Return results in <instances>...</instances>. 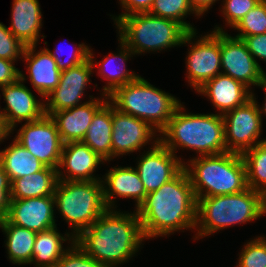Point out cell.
<instances>
[{
  "instance_id": "60d3db41",
  "label": "cell",
  "mask_w": 266,
  "mask_h": 267,
  "mask_svg": "<svg viewBox=\"0 0 266 267\" xmlns=\"http://www.w3.org/2000/svg\"><path fill=\"white\" fill-rule=\"evenodd\" d=\"M20 78V69L14 61L0 58V87L16 82Z\"/></svg>"
},
{
  "instance_id": "603a6c76",
  "label": "cell",
  "mask_w": 266,
  "mask_h": 267,
  "mask_svg": "<svg viewBox=\"0 0 266 267\" xmlns=\"http://www.w3.org/2000/svg\"><path fill=\"white\" fill-rule=\"evenodd\" d=\"M8 29L25 46L37 45L42 28V12L38 0H13Z\"/></svg>"
},
{
  "instance_id": "4fadbf2b",
  "label": "cell",
  "mask_w": 266,
  "mask_h": 267,
  "mask_svg": "<svg viewBox=\"0 0 266 267\" xmlns=\"http://www.w3.org/2000/svg\"><path fill=\"white\" fill-rule=\"evenodd\" d=\"M25 80H27L25 74L20 71V78L16 82L0 87L6 102L5 108L0 109V115L10 134L13 133L17 123L33 122L45 115L44 100L38 101L31 90L24 85Z\"/></svg>"
},
{
  "instance_id": "d6a6232c",
  "label": "cell",
  "mask_w": 266,
  "mask_h": 267,
  "mask_svg": "<svg viewBox=\"0 0 266 267\" xmlns=\"http://www.w3.org/2000/svg\"><path fill=\"white\" fill-rule=\"evenodd\" d=\"M258 236L245 244L237 267H266V238Z\"/></svg>"
},
{
  "instance_id": "ffe728a7",
  "label": "cell",
  "mask_w": 266,
  "mask_h": 267,
  "mask_svg": "<svg viewBox=\"0 0 266 267\" xmlns=\"http://www.w3.org/2000/svg\"><path fill=\"white\" fill-rule=\"evenodd\" d=\"M103 199L108 209H115V197L134 199L135 209L144 201L147 193L134 167H111L102 178Z\"/></svg>"
},
{
  "instance_id": "5b68a950",
  "label": "cell",
  "mask_w": 266,
  "mask_h": 267,
  "mask_svg": "<svg viewBox=\"0 0 266 267\" xmlns=\"http://www.w3.org/2000/svg\"><path fill=\"white\" fill-rule=\"evenodd\" d=\"M184 169L189 176L196 200L235 194L248 188L246 166L239 153L197 156L184 163Z\"/></svg>"
},
{
  "instance_id": "e0dca14e",
  "label": "cell",
  "mask_w": 266,
  "mask_h": 267,
  "mask_svg": "<svg viewBox=\"0 0 266 267\" xmlns=\"http://www.w3.org/2000/svg\"><path fill=\"white\" fill-rule=\"evenodd\" d=\"M54 196L10 200L6 219L36 233L56 227Z\"/></svg>"
},
{
  "instance_id": "8992f818",
  "label": "cell",
  "mask_w": 266,
  "mask_h": 267,
  "mask_svg": "<svg viewBox=\"0 0 266 267\" xmlns=\"http://www.w3.org/2000/svg\"><path fill=\"white\" fill-rule=\"evenodd\" d=\"M108 101L118 111L144 120L157 133L165 128L181 104L178 98L154 87L140 75L115 89Z\"/></svg>"
},
{
  "instance_id": "f546056e",
  "label": "cell",
  "mask_w": 266,
  "mask_h": 267,
  "mask_svg": "<svg viewBox=\"0 0 266 267\" xmlns=\"http://www.w3.org/2000/svg\"><path fill=\"white\" fill-rule=\"evenodd\" d=\"M241 155L246 166L248 187L266 197V141L245 150Z\"/></svg>"
},
{
  "instance_id": "d4e9b609",
  "label": "cell",
  "mask_w": 266,
  "mask_h": 267,
  "mask_svg": "<svg viewBox=\"0 0 266 267\" xmlns=\"http://www.w3.org/2000/svg\"><path fill=\"white\" fill-rule=\"evenodd\" d=\"M112 104L107 101L94 115L82 142L106 162L112 160Z\"/></svg>"
},
{
  "instance_id": "277c9868",
  "label": "cell",
  "mask_w": 266,
  "mask_h": 267,
  "mask_svg": "<svg viewBox=\"0 0 266 267\" xmlns=\"http://www.w3.org/2000/svg\"><path fill=\"white\" fill-rule=\"evenodd\" d=\"M266 214V197L250 187L242 192L197 199L196 239L253 222Z\"/></svg>"
},
{
  "instance_id": "f35d334b",
  "label": "cell",
  "mask_w": 266,
  "mask_h": 267,
  "mask_svg": "<svg viewBox=\"0 0 266 267\" xmlns=\"http://www.w3.org/2000/svg\"><path fill=\"white\" fill-rule=\"evenodd\" d=\"M242 40L246 43L248 51L254 57L256 62L258 61L257 59L266 62V33L254 36H244Z\"/></svg>"
},
{
  "instance_id": "e575fe53",
  "label": "cell",
  "mask_w": 266,
  "mask_h": 267,
  "mask_svg": "<svg viewBox=\"0 0 266 267\" xmlns=\"http://www.w3.org/2000/svg\"><path fill=\"white\" fill-rule=\"evenodd\" d=\"M261 0H223L222 15L226 25L234 28L238 22Z\"/></svg>"
},
{
  "instance_id": "b9f144b4",
  "label": "cell",
  "mask_w": 266,
  "mask_h": 267,
  "mask_svg": "<svg viewBox=\"0 0 266 267\" xmlns=\"http://www.w3.org/2000/svg\"><path fill=\"white\" fill-rule=\"evenodd\" d=\"M193 9L202 16L215 2L219 0H188Z\"/></svg>"
},
{
  "instance_id": "7c38bea8",
  "label": "cell",
  "mask_w": 266,
  "mask_h": 267,
  "mask_svg": "<svg viewBox=\"0 0 266 267\" xmlns=\"http://www.w3.org/2000/svg\"><path fill=\"white\" fill-rule=\"evenodd\" d=\"M223 29L219 25L213 29L221 32V73L240 81L251 90L252 85L258 86L263 81L266 73L248 51L246 43Z\"/></svg>"
},
{
  "instance_id": "74e56055",
  "label": "cell",
  "mask_w": 266,
  "mask_h": 267,
  "mask_svg": "<svg viewBox=\"0 0 266 267\" xmlns=\"http://www.w3.org/2000/svg\"><path fill=\"white\" fill-rule=\"evenodd\" d=\"M119 2L123 8L122 10L125 12H122L118 16H112V19L115 22L114 24H116L123 16L149 12L153 0H119Z\"/></svg>"
},
{
  "instance_id": "d6986e66",
  "label": "cell",
  "mask_w": 266,
  "mask_h": 267,
  "mask_svg": "<svg viewBox=\"0 0 266 267\" xmlns=\"http://www.w3.org/2000/svg\"><path fill=\"white\" fill-rule=\"evenodd\" d=\"M89 98L81 105L54 112L50 116L56 123L63 143L82 141L95 113L108 101V96L103 94L101 99Z\"/></svg>"
},
{
  "instance_id": "ab89813d",
  "label": "cell",
  "mask_w": 266,
  "mask_h": 267,
  "mask_svg": "<svg viewBox=\"0 0 266 267\" xmlns=\"http://www.w3.org/2000/svg\"><path fill=\"white\" fill-rule=\"evenodd\" d=\"M11 182L0 163V220L5 219L10 204Z\"/></svg>"
},
{
  "instance_id": "d590c367",
  "label": "cell",
  "mask_w": 266,
  "mask_h": 267,
  "mask_svg": "<svg viewBox=\"0 0 266 267\" xmlns=\"http://www.w3.org/2000/svg\"><path fill=\"white\" fill-rule=\"evenodd\" d=\"M25 47L8 27L0 22V58L16 62L17 58H22Z\"/></svg>"
},
{
  "instance_id": "484cf974",
  "label": "cell",
  "mask_w": 266,
  "mask_h": 267,
  "mask_svg": "<svg viewBox=\"0 0 266 267\" xmlns=\"http://www.w3.org/2000/svg\"><path fill=\"white\" fill-rule=\"evenodd\" d=\"M58 182L57 169L44 167L32 175L11 182L10 200L53 196Z\"/></svg>"
},
{
  "instance_id": "9c48e42d",
  "label": "cell",
  "mask_w": 266,
  "mask_h": 267,
  "mask_svg": "<svg viewBox=\"0 0 266 267\" xmlns=\"http://www.w3.org/2000/svg\"><path fill=\"white\" fill-rule=\"evenodd\" d=\"M196 32H188L182 41V45L190 43L185 62L186 77L195 92L207 81L221 74V32L212 31L201 37L196 36Z\"/></svg>"
},
{
  "instance_id": "52a82bcc",
  "label": "cell",
  "mask_w": 266,
  "mask_h": 267,
  "mask_svg": "<svg viewBox=\"0 0 266 267\" xmlns=\"http://www.w3.org/2000/svg\"><path fill=\"white\" fill-rule=\"evenodd\" d=\"M119 39L138 55L180 47L188 31L178 22L150 13L123 16L117 23Z\"/></svg>"
},
{
  "instance_id": "8fae6325",
  "label": "cell",
  "mask_w": 266,
  "mask_h": 267,
  "mask_svg": "<svg viewBox=\"0 0 266 267\" xmlns=\"http://www.w3.org/2000/svg\"><path fill=\"white\" fill-rule=\"evenodd\" d=\"M14 139L43 165L58 169L64 143L50 116L24 123Z\"/></svg>"
},
{
  "instance_id": "44dd1931",
  "label": "cell",
  "mask_w": 266,
  "mask_h": 267,
  "mask_svg": "<svg viewBox=\"0 0 266 267\" xmlns=\"http://www.w3.org/2000/svg\"><path fill=\"white\" fill-rule=\"evenodd\" d=\"M197 92L207 96L220 115L252 98V91L247 86L222 73L207 81Z\"/></svg>"
},
{
  "instance_id": "ee69618b",
  "label": "cell",
  "mask_w": 266,
  "mask_h": 267,
  "mask_svg": "<svg viewBox=\"0 0 266 267\" xmlns=\"http://www.w3.org/2000/svg\"><path fill=\"white\" fill-rule=\"evenodd\" d=\"M258 87H261V88L264 89V91L266 92V76H265V78L263 79V81L258 85ZM265 94H266V93H265ZM258 108H259L261 117H263L262 114H265V116H266V96H265V101H264L263 106L260 107V105L258 104Z\"/></svg>"
},
{
  "instance_id": "4316f807",
  "label": "cell",
  "mask_w": 266,
  "mask_h": 267,
  "mask_svg": "<svg viewBox=\"0 0 266 267\" xmlns=\"http://www.w3.org/2000/svg\"><path fill=\"white\" fill-rule=\"evenodd\" d=\"M64 241L74 242L75 239L70 232L65 233L64 236L60 234L57 226L36 233L30 265L34 264V267H55L67 250L63 248Z\"/></svg>"
},
{
  "instance_id": "ac0fdd59",
  "label": "cell",
  "mask_w": 266,
  "mask_h": 267,
  "mask_svg": "<svg viewBox=\"0 0 266 267\" xmlns=\"http://www.w3.org/2000/svg\"><path fill=\"white\" fill-rule=\"evenodd\" d=\"M104 162L106 161L82 141L64 143L57 169L58 180L101 181L99 175L96 177L93 173L96 172L98 165Z\"/></svg>"
},
{
  "instance_id": "5bb4252c",
  "label": "cell",
  "mask_w": 266,
  "mask_h": 267,
  "mask_svg": "<svg viewBox=\"0 0 266 267\" xmlns=\"http://www.w3.org/2000/svg\"><path fill=\"white\" fill-rule=\"evenodd\" d=\"M151 143L150 149L137 160L135 168L146 193L158 190L164 183L173 179L184 168L185 163L159 140Z\"/></svg>"
},
{
  "instance_id": "8d00e7d4",
  "label": "cell",
  "mask_w": 266,
  "mask_h": 267,
  "mask_svg": "<svg viewBox=\"0 0 266 267\" xmlns=\"http://www.w3.org/2000/svg\"><path fill=\"white\" fill-rule=\"evenodd\" d=\"M75 46L78 47L75 48L74 52L72 53V56L70 55V58L67 59V61L62 60L59 56L62 54L61 52L63 51V48L56 47L54 50L55 52L49 50L48 48L46 49L49 51L50 55L56 60L58 69L60 71H63L75 67L89 59L90 48L85 45V43L78 44Z\"/></svg>"
},
{
  "instance_id": "cb8c5ba5",
  "label": "cell",
  "mask_w": 266,
  "mask_h": 267,
  "mask_svg": "<svg viewBox=\"0 0 266 267\" xmlns=\"http://www.w3.org/2000/svg\"><path fill=\"white\" fill-rule=\"evenodd\" d=\"M120 44V50L117 54L110 53L107 57L103 58L101 62H94V55L92 49L89 51V59L91 60L92 66L98 65V76L106 79L107 84L103 86L102 94L109 96L115 89L123 86L131 81L135 80L139 75L134 71L126 69L125 62L134 55L133 51L118 38ZM120 61L121 65L117 61ZM114 62H117L116 64ZM113 63V64H112ZM116 65L113 66V65ZM113 67V68H112Z\"/></svg>"
},
{
  "instance_id": "ba28073f",
  "label": "cell",
  "mask_w": 266,
  "mask_h": 267,
  "mask_svg": "<svg viewBox=\"0 0 266 267\" xmlns=\"http://www.w3.org/2000/svg\"><path fill=\"white\" fill-rule=\"evenodd\" d=\"M58 210L75 239L108 208L103 199L102 181H60L54 192Z\"/></svg>"
},
{
  "instance_id": "f1b7e54d",
  "label": "cell",
  "mask_w": 266,
  "mask_h": 267,
  "mask_svg": "<svg viewBox=\"0 0 266 267\" xmlns=\"http://www.w3.org/2000/svg\"><path fill=\"white\" fill-rule=\"evenodd\" d=\"M0 163L10 182L16 178L30 176L35 172L42 170L43 165L27 149H25L14 138L12 144L2 151L0 150Z\"/></svg>"
},
{
  "instance_id": "7402d4cb",
  "label": "cell",
  "mask_w": 266,
  "mask_h": 267,
  "mask_svg": "<svg viewBox=\"0 0 266 267\" xmlns=\"http://www.w3.org/2000/svg\"><path fill=\"white\" fill-rule=\"evenodd\" d=\"M36 46H26L22 59L27 62L28 78L31 85L43 99L58 86L61 71L46 47L36 52Z\"/></svg>"
},
{
  "instance_id": "7bdbcfd3",
  "label": "cell",
  "mask_w": 266,
  "mask_h": 267,
  "mask_svg": "<svg viewBox=\"0 0 266 267\" xmlns=\"http://www.w3.org/2000/svg\"><path fill=\"white\" fill-rule=\"evenodd\" d=\"M9 134L10 131L6 128L3 117L0 115V142L2 143L4 140H6L8 136H10Z\"/></svg>"
},
{
  "instance_id": "7a4b0ae2",
  "label": "cell",
  "mask_w": 266,
  "mask_h": 267,
  "mask_svg": "<svg viewBox=\"0 0 266 267\" xmlns=\"http://www.w3.org/2000/svg\"><path fill=\"white\" fill-rule=\"evenodd\" d=\"M145 240L137 213L107 209L75 242L92 258L109 267L131 260Z\"/></svg>"
},
{
  "instance_id": "9a60e30c",
  "label": "cell",
  "mask_w": 266,
  "mask_h": 267,
  "mask_svg": "<svg viewBox=\"0 0 266 267\" xmlns=\"http://www.w3.org/2000/svg\"><path fill=\"white\" fill-rule=\"evenodd\" d=\"M95 68L91 60L61 71L58 86L52 90L44 99L45 115L51 116L54 112L73 108L80 103L87 84L91 83L90 77Z\"/></svg>"
},
{
  "instance_id": "4dcf8cb0",
  "label": "cell",
  "mask_w": 266,
  "mask_h": 267,
  "mask_svg": "<svg viewBox=\"0 0 266 267\" xmlns=\"http://www.w3.org/2000/svg\"><path fill=\"white\" fill-rule=\"evenodd\" d=\"M150 14L180 23L188 32L196 31L190 22L187 23L185 16L188 14L200 15L193 9L188 0H153L149 10Z\"/></svg>"
},
{
  "instance_id": "30bf717a",
  "label": "cell",
  "mask_w": 266,
  "mask_h": 267,
  "mask_svg": "<svg viewBox=\"0 0 266 267\" xmlns=\"http://www.w3.org/2000/svg\"><path fill=\"white\" fill-rule=\"evenodd\" d=\"M255 94L244 105L234 108L223 115L225 144L228 152L242 154L256 144L262 132V117Z\"/></svg>"
},
{
  "instance_id": "6da1fadb",
  "label": "cell",
  "mask_w": 266,
  "mask_h": 267,
  "mask_svg": "<svg viewBox=\"0 0 266 267\" xmlns=\"http://www.w3.org/2000/svg\"><path fill=\"white\" fill-rule=\"evenodd\" d=\"M197 200L189 176L183 168L158 190L147 193L135 209L145 239L168 236L195 229Z\"/></svg>"
},
{
  "instance_id": "83f0119b",
  "label": "cell",
  "mask_w": 266,
  "mask_h": 267,
  "mask_svg": "<svg viewBox=\"0 0 266 267\" xmlns=\"http://www.w3.org/2000/svg\"><path fill=\"white\" fill-rule=\"evenodd\" d=\"M0 229L7 238L5 246L10 262L18 265L30 264L36 232L11 224L6 218L0 220Z\"/></svg>"
},
{
  "instance_id": "1f68e13d",
  "label": "cell",
  "mask_w": 266,
  "mask_h": 267,
  "mask_svg": "<svg viewBox=\"0 0 266 267\" xmlns=\"http://www.w3.org/2000/svg\"><path fill=\"white\" fill-rule=\"evenodd\" d=\"M234 29L238 31V34L234 36L238 39L266 33V0H261L257 6L251 9Z\"/></svg>"
},
{
  "instance_id": "2e32d148",
  "label": "cell",
  "mask_w": 266,
  "mask_h": 267,
  "mask_svg": "<svg viewBox=\"0 0 266 267\" xmlns=\"http://www.w3.org/2000/svg\"><path fill=\"white\" fill-rule=\"evenodd\" d=\"M112 127V160L120 155L140 151L153 139L159 140V135H156L157 131L148 123L118 111L113 105Z\"/></svg>"
},
{
  "instance_id": "836d02e7",
  "label": "cell",
  "mask_w": 266,
  "mask_h": 267,
  "mask_svg": "<svg viewBox=\"0 0 266 267\" xmlns=\"http://www.w3.org/2000/svg\"><path fill=\"white\" fill-rule=\"evenodd\" d=\"M55 267H109L90 257L75 241L64 252Z\"/></svg>"
},
{
  "instance_id": "3957f363",
  "label": "cell",
  "mask_w": 266,
  "mask_h": 267,
  "mask_svg": "<svg viewBox=\"0 0 266 267\" xmlns=\"http://www.w3.org/2000/svg\"><path fill=\"white\" fill-rule=\"evenodd\" d=\"M183 104L176 109L159 142L176 155L177 148L196 151L198 156L228 152L225 144L223 115L187 113ZM186 111V112H184Z\"/></svg>"
}]
</instances>
